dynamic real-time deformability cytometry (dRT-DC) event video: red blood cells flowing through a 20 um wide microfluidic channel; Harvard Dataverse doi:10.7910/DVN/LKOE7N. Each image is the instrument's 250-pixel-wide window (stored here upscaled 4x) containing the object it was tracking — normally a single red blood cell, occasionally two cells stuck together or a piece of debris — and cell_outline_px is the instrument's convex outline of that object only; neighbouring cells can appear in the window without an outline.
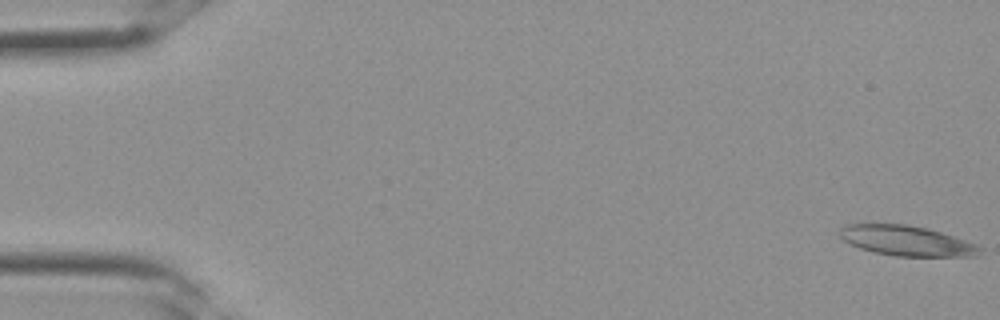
{"species": "Egyptian fruit bat (a non-hibernating species)", "species_latin": "Rousettus aegyptiacus", "temperature_condition": "room temperature", "stored_images_in_passage": 13, "camera_frame_rate_fps": 3000, "um_per_image_px": 0.085, "frame": {"image": 1, "passage_image": 1, "time_ms": 0.0, "image_size_px": [1000, 320], "cell_outline_px": [[984, 248], [976, 256], [896, 256], [872, 252], [860, 248], [844, 240], [840, 236], [840, 228], [844, 224], [908, 224], [928, 228], [976, 244]], "centroid_in_image_um": [77.06, 20.46], "position_along_channel_um": 7.9, "area_um2": 24.51}}
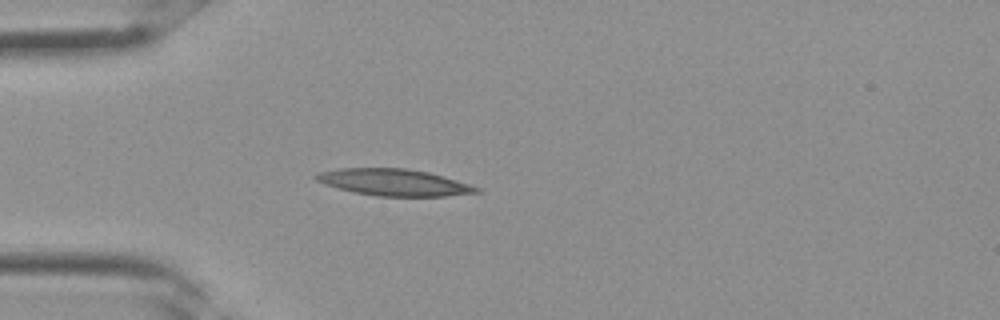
{"frame": {"image": 2, "passage_image": 10, "time_ms": 3.0, "image_size_px": [1000, 320], "cell_outline_px": [[480, 192], [448, 196], [376, 196], [356, 192], [324, 184], [316, 180], [312, 176], [320, 172], [340, 168], [404, 168], [428, 172], [444, 176], [480, 188]], "centroid_in_image_um": [33.49, 15.5], "position_along_channel_um": 51.5, "area_um2": 24.74}}
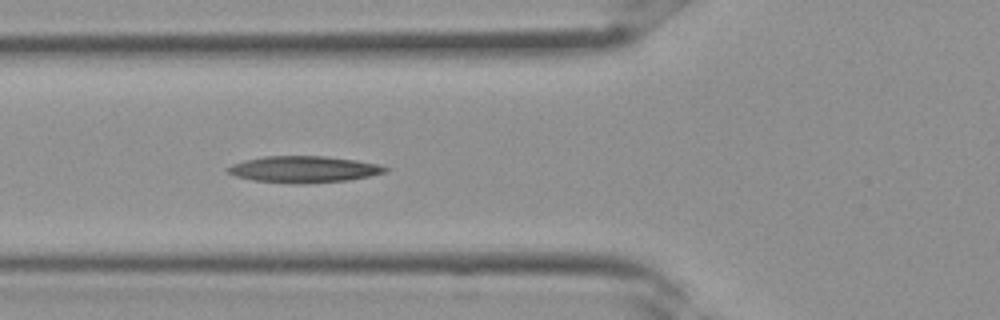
{"frame": {"image": 3, "passage_image": 13, "time_ms": 4.0, "image_size_px": [1000, 320], "cell_outline_px": [[392, 168], [388, 172], [348, 180], [252, 180], [236, 176], [228, 172], [224, 168], [232, 164], [244, 160], [264, 156], [324, 156], [356, 160], [380, 164]], "centroid_in_image_um": [25.87, 14.32], "position_along_channel_um": 99.9, "area_um2": 23.06}}